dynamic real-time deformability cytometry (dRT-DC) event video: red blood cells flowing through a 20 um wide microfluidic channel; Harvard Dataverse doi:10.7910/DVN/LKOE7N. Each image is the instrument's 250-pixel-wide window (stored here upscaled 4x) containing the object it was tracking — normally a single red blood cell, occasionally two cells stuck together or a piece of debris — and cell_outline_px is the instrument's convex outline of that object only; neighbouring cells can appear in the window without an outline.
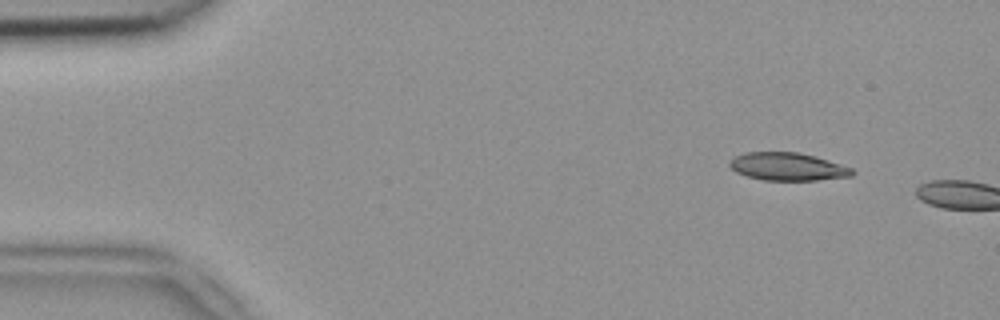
{"species": "common noctule bat (a hibernating species)", "species_latin": "Nyctalus noctula", "temperature_condition": "room temperature", "stored_images_in_passage": 6, "camera_frame_rate_fps": 3000, "um_per_image_px": 0.085, "animal": {"sex": "female", "body_mass_g": 18.4}, "frame": {"image": 1, "passage_image": 4, "time_ms": 1.0, "image_size_px": [1000, 320], "cell_outline_px": [[856, 172], [852, 176], [816, 180], [764, 180], [748, 176], [736, 172], [728, 164], [728, 160], [744, 152], [800, 152], [816, 156], [852, 168]], "centroid_in_image_um": [66.95, 14.15], "position_along_channel_um": 18.0, "area_um2": 19.94}}